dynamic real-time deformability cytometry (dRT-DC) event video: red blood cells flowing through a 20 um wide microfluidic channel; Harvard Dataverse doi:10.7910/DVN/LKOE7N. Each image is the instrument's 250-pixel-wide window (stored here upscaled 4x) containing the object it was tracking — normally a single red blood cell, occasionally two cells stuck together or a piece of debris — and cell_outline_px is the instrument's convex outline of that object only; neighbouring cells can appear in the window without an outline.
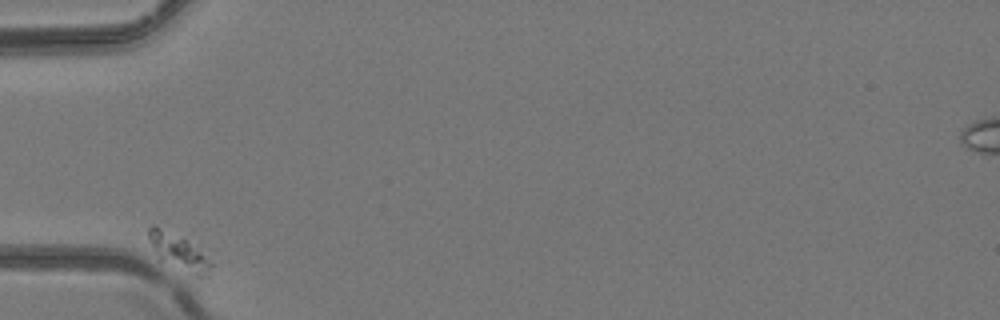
{"species": "common noctule bat (a hibernating species)", "species_latin": "Nyctalus noctula", "temperature_condition": "room temperature", "stored_images_in_passage": 6, "camera_frame_rate_fps": 3000, "um_per_image_px": 0.085, "animal": {"sex": "female", "body_mass_g": 24.6, "forearm_length_mm": 56.2}, "frame": {"image": 1, "passage_image": 1, "time_ms": 0.0, "image_size_px": [1000, 320], "cell_outline_px": [[212, 264], [208, 276], [192, 276], [160, 260], [148, 236], [148, 228], [152, 224], [156, 224], [184, 236], [212, 260]], "centroid_in_image_um": [15.22, 21.39], "position_along_channel_um": 69.8, "area_um2": 13.47}}
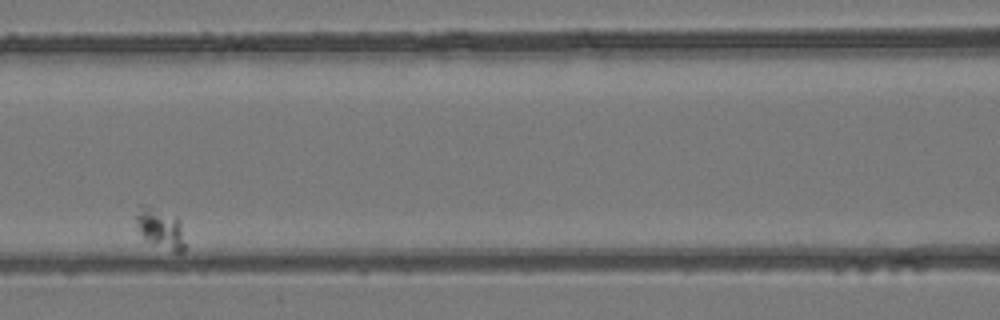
{"frame": {"image": 2, "passage_image": 3, "time_ms": 3.0, "image_size_px": [1000, 320], "cell_outline_px": [[184, 252], [172, 252], [144, 240], [136, 228], [136, 216], [140, 204], [148, 204], [176, 216], [180, 220], [184, 244]], "centroid_in_image_um": [13.6, 19.4], "position_along_channel_um": 153.0, "area_um2": 11.79}}
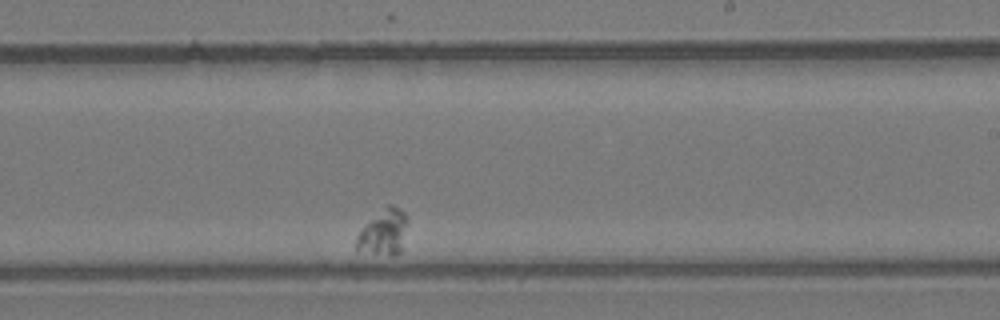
{"frame": {"image": 3, "passage_image": 6, "time_ms": 6.333, "image_size_px": [1000, 320], "cell_outline_px": [[408, 220], [400, 252], [392, 256], [356, 248], [356, 236], [364, 224], [388, 204], [392, 204], [400, 208], [408, 216]], "centroid_in_image_um": [32.63, 19.69], "position_along_channel_um": 256.4, "area_um2": 13.41}}